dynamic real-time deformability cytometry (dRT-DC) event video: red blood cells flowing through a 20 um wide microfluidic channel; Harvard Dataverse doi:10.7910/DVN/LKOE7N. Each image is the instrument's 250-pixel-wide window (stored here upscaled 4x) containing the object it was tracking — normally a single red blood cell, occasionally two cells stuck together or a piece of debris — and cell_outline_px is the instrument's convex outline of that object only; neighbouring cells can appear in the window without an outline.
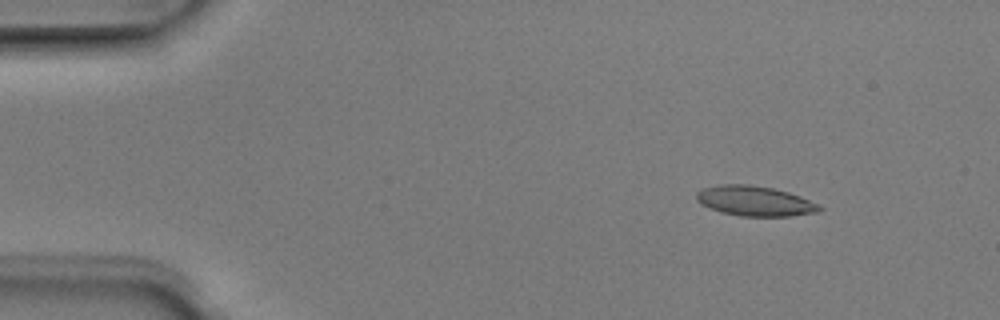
{"species": "Egyptian fruit bat (a non-hibernating species)", "species_latin": "Rousettus aegyptiacus", "temperature_condition": "room temperature", "stored_images_in_passage": 3, "camera_frame_rate_fps": 3000, "um_per_image_px": 0.085, "animal": {"sex": "male"}, "frame": {"image": 1, "passage_image": 2, "time_ms": 0.333, "image_size_px": [1000, 320], "cell_outline_px": [[824, 208], [816, 212], [788, 216], [740, 216], [720, 212], [700, 204], [696, 200], [696, 192], [700, 188], [720, 184], [748, 184], [772, 188], [788, 192], [800, 196], [820, 204]], "centroid_in_image_um": [64.12, 17.08], "position_along_channel_um": 20.9, "area_um2": 21.68}}